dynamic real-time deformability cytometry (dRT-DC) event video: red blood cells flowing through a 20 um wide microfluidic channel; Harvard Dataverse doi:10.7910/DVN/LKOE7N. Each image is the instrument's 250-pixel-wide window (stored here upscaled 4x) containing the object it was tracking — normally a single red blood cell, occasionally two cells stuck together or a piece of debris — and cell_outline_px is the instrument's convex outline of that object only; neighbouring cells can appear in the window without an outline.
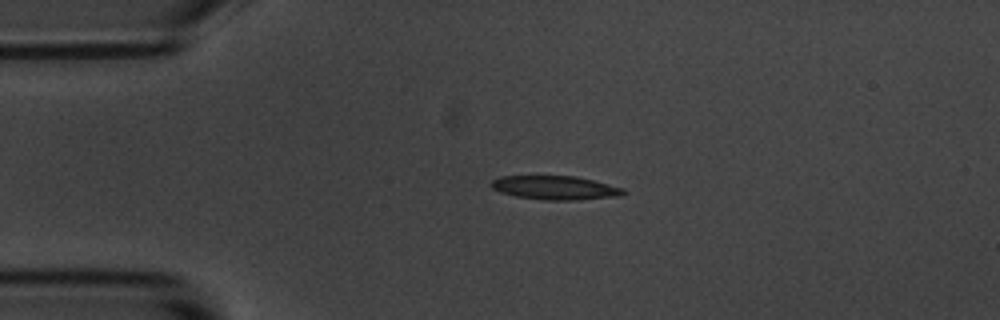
{"species": "common noctule bat (a hibernating species)", "species_latin": "Nyctalus noctula", "temperature_condition": "room temperature", "stored_images_in_passage": 44, "camera_frame_rate_fps": 3000, "um_per_image_px": 0.085, "animal": {"sex": "male", "body_mass_g": 20.1, "forearm_length_mm": 53.5}, "frame": {"image": 1, "passage_image": 1, "time_ms": 0.0, "image_size_px": [1000, 320], "cell_outline_px": [[628, 192], [620, 196], [576, 200], [544, 200], [516, 196], [500, 192], [492, 188], [492, 180], [500, 176], [576, 176], [624, 188]], "centroid_in_image_um": [47.22, 15.96], "position_along_channel_um": 37.8, "area_um2": 18.32}}
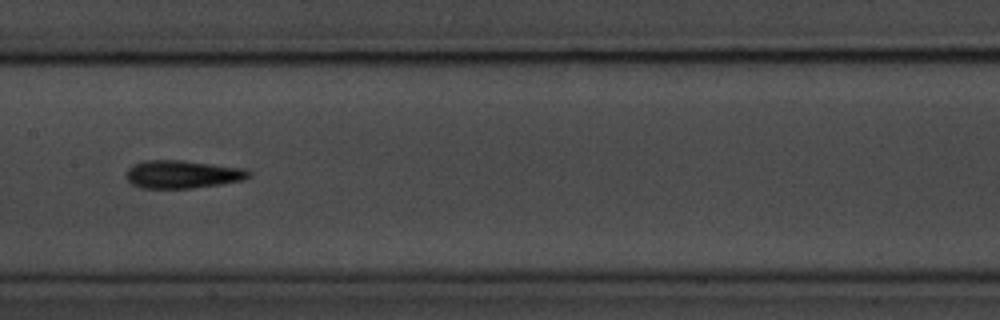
{"frame": {"image": 2, "passage_image": 16, "time_ms": 5.0, "image_size_px": [1000, 320], "cell_outline_px": [[252, 176], [244, 180], [220, 184], [192, 188], [140, 188], [132, 184], [128, 180], [128, 168], [132, 164], [144, 160], [184, 160], [244, 168], [252, 172]], "centroid_in_image_um": [15.55, 14.81], "position_along_channel_um": 191.9, "area_um2": 20.11}}
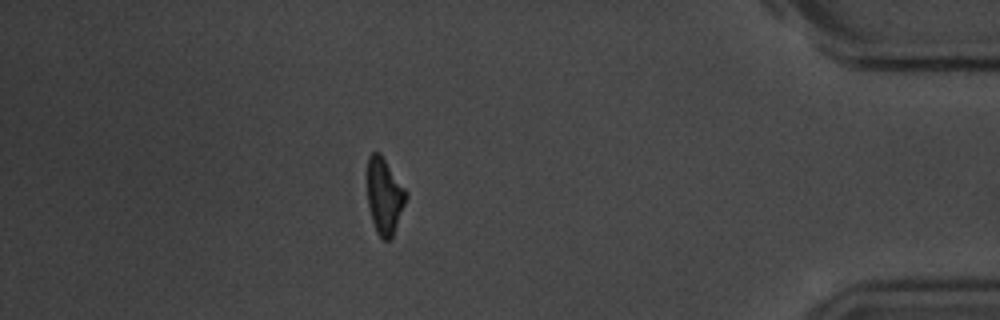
{"frame": {"image": 3, "passage_image": 37, "time_ms": 12.0, "image_size_px": [1000, 320], "cell_outline_px": [[408, 196], [392, 240], [384, 240], [376, 232], [368, 208], [368, 156], [372, 152], [380, 152], [408, 192]], "centroid_in_image_um": [32.7, 16.68], "position_along_channel_um": 402.5, "area_um2": 17.4}, "authors_computed_cell_mechanics": {"area_um2": 18.6694, "velocity_mm_per_s": 3.6399, "shape_relaxation_time_tau1_ms": 4.3183, "shape_relaxation_time_tau2_ms": 4.9696, "deformation_change_tau1": 0.1567, "deformation_change_tau2": 0.1456}}